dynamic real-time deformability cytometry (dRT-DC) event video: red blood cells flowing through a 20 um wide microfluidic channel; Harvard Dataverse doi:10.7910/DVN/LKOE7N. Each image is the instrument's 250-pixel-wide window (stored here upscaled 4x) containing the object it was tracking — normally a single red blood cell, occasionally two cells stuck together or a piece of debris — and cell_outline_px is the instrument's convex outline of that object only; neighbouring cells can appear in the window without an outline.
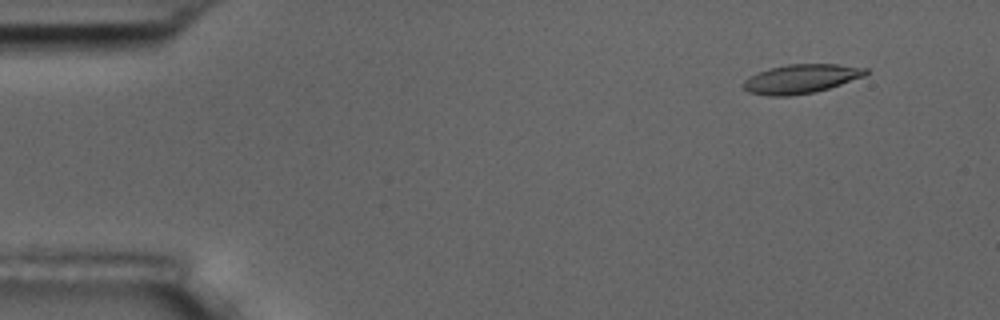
{"species": "common noctule bat (a hibernating species)", "species_latin": "Nyctalus noctula", "temperature_condition": "room temperature", "stored_images_in_passage": 6, "camera_frame_rate_fps": 3000, "um_per_image_px": 0.085, "animal": {"sex": "male", "body_mass_g": 17.5, "forearm_length_mm": 52.3}, "frame": {"image": 1, "passage_image": 2, "time_ms": 1.333, "image_size_px": [1000, 320], "cell_outline_px": [[868, 72], [864, 76], [828, 88], [812, 92], [788, 96], [768, 96], [748, 92], [740, 84], [748, 76], [756, 72], [768, 68], [788, 64], [836, 64], [868, 68]], "centroid_in_image_um": [68.02, 6.69], "position_along_channel_um": 17.0, "area_um2": 20.75}}
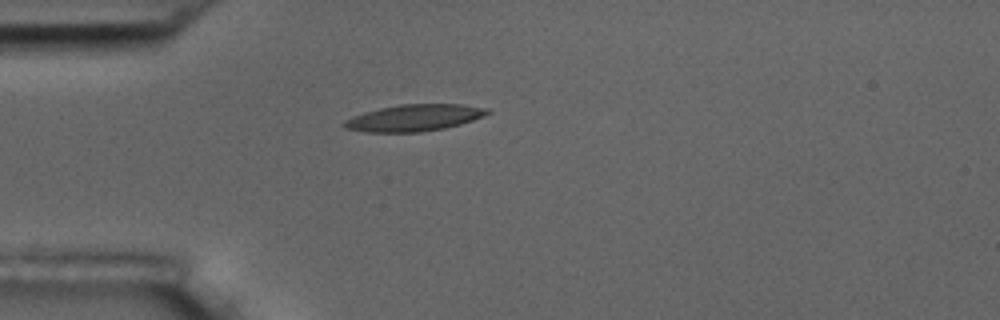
{"frame": {"image": 2, "passage_image": 5, "time_ms": 4.667, "image_size_px": [1000, 320], "cell_outline_px": [[492, 112], [484, 116], [460, 124], [444, 128], [420, 132], [364, 132], [344, 128], [340, 124], [344, 120], [352, 116], [364, 112], [380, 108], [400, 104], [460, 104], [488, 108]], "centroid_in_image_um": [35.17, 10.01], "position_along_channel_um": 49.8, "area_um2": 22.37}}